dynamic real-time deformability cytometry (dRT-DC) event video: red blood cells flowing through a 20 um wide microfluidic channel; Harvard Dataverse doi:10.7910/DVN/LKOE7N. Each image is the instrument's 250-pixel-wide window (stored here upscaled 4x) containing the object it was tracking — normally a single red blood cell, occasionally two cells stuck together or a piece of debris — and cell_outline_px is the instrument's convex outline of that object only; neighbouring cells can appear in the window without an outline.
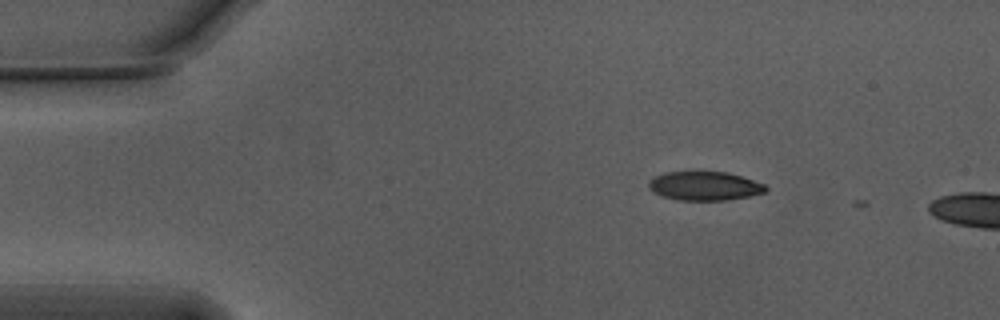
{"species": "Egyptian fruit bat (a non-hibernating species)", "species_latin": "Rousettus aegyptiacus", "temperature_condition": "warm", "stored_images_in_passage": 3, "camera_frame_rate_fps": 3000, "um_per_image_px": 0.085, "animal": {"sex": "male"}, "frame": {"image": 1, "passage_image": 1, "time_ms": 0.0, "image_size_px": [1000, 320], "cell_outline_px": [[768, 188], [764, 192], [748, 196], [724, 200], [680, 200], [664, 196], [652, 192], [648, 188], [648, 180], [664, 172], [728, 172], [764, 184]], "centroid_in_image_um": [59.85, 15.8], "position_along_channel_um": 25.2, "area_um2": 19.48}}